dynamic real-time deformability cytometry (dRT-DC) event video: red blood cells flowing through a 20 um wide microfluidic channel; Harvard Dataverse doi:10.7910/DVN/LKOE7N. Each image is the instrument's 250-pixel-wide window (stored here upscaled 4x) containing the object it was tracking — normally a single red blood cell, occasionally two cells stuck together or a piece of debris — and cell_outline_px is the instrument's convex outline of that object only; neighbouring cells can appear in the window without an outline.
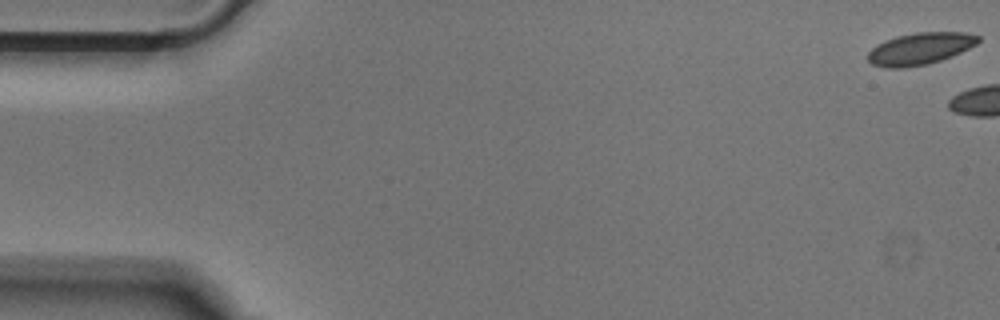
{"species": "Egyptian fruit bat (a non-hibernating species)", "species_latin": "Rousettus aegyptiacus", "temperature_condition": "cold", "stored_images_in_passage": 5, "camera_frame_rate_fps": 3000, "um_per_image_px": 0.085, "animal": {"sex": "male"}, "frame": {"image": 1, "passage_image": 1, "time_ms": 0.0, "image_size_px": [1000, 320], "cell_outline_px": [[980, 40], [976, 44], [952, 56], [928, 64], [904, 68], [884, 68], [872, 64], [868, 60], [868, 52], [872, 48], [896, 36], [916, 32], [964, 32], [980, 36]], "centroid_in_image_um": [78.21, 4.14], "position_along_channel_um": 6.8, "area_um2": 20.4}}